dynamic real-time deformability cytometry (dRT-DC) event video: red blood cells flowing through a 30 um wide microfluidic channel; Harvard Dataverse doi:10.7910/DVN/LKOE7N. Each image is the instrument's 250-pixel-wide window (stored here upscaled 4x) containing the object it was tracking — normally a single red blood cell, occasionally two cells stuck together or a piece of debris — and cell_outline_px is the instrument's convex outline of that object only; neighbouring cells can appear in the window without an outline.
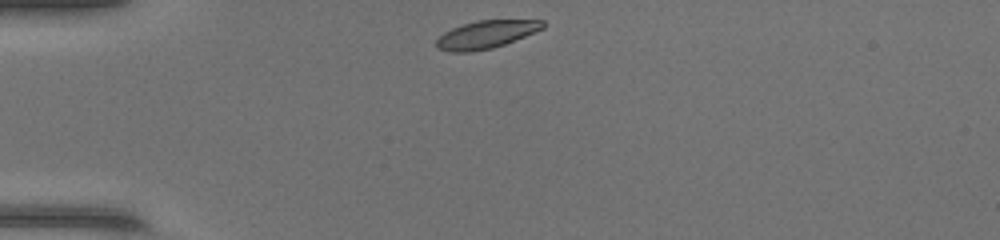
{"species": "common noctule bat (a hibernating species)", "species_latin": "Nyctalus noctula", "temperature_condition": "warm", "stored_images_in_passage": 37, "camera_frame_rate_fps": 3000, "um_per_image_px": 0.085, "animal": {"sex": "female", "body_mass_g": 17.0, "forearm_length_mm": 48.0}, "frame": {"image": 1, "passage_image": 1, "time_ms": 0.0, "image_size_px": [1000, 240], "cell_outline_px": [[544, 28], [504, 44], [492, 48], [468, 52], [448, 52], [436, 48], [436, 40], [444, 32], [452, 28], [476, 20], [544, 20]], "centroid_in_image_um": [41.28, 2.93], "position_along_channel_um": 43.7, "area_um2": 17.11}}
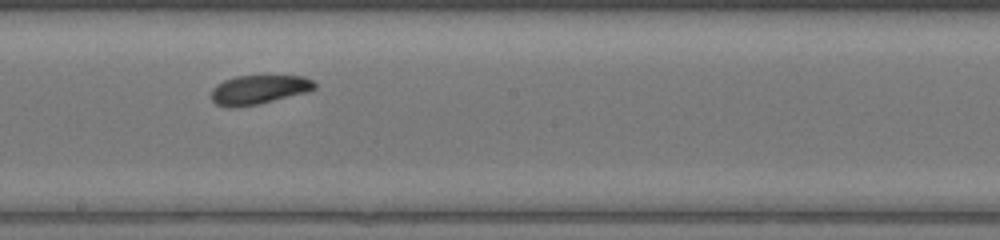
{"frame": {"image": 2, "passage_image": 16, "time_ms": 5.0, "image_size_px": [1000, 240], "cell_outline_px": [[316, 88], [308, 92], [260, 104], [228, 108], [216, 104], [212, 100], [212, 88], [216, 84], [224, 80], [236, 76], [304, 76], [312, 80], [316, 84]], "centroid_in_image_um": [22.0, 7.62], "position_along_channel_um": 226.2, "area_um2": 17.63}}
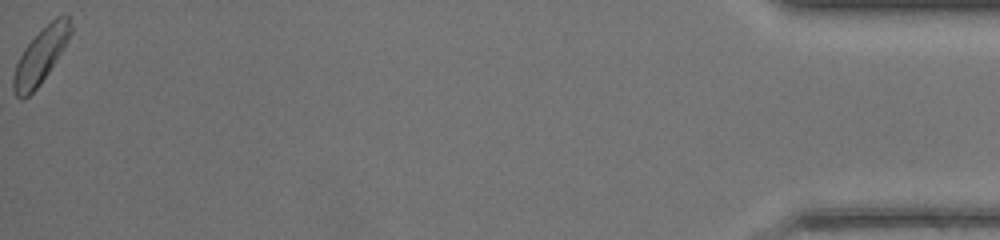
{"frame": {"image": 3, "passage_image": 37, "time_ms": 12.0, "image_size_px": [1000, 240], "cell_outline_px": [[72, 32], [68, 40], [56, 60], [40, 84], [24, 100], [20, 100], [16, 96], [12, 88], [12, 76], [16, 64], [24, 48], [56, 16], [68, 12], [72, 28]], "centroid_in_image_um": [3.45, 4.76], "position_along_channel_um": 431.8, "area_um2": 18.26}, "authors_computed_cell_mechanics": {"area_um2": 17.918, "velocity_mm_per_s": 4.3176, "shape_relaxation_time_tau1_ms": 2.5238, "shape_relaxation_time_tau2_ms": 3.5139, "deformation_change_tau1": 0.0697, "deformation_change_tau2": 0.1106}}